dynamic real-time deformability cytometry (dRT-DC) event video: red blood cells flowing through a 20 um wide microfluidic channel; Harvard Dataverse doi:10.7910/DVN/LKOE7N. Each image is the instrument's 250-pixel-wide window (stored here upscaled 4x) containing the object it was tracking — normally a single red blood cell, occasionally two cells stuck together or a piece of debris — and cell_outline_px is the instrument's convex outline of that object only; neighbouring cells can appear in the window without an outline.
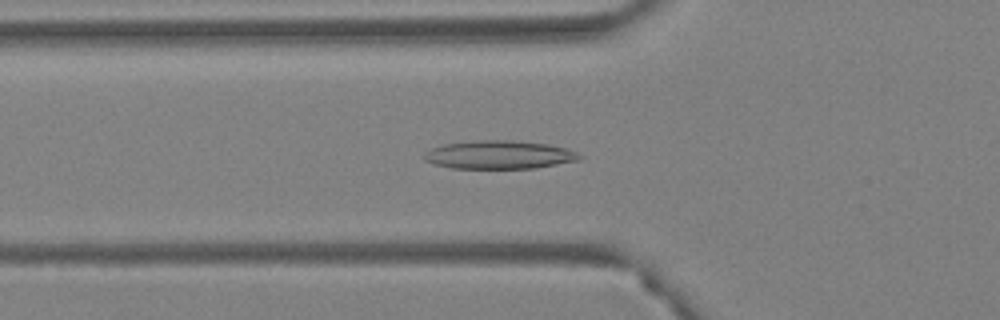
{"species": "Egyptian fruit bat (a non-hibernating species)", "species_latin": "Rousettus aegyptiacus", "temperature_condition": "warm", "stored_images_in_passage": 56, "camera_frame_rate_fps": 3000, "um_per_image_px": 0.085, "animal": {"sex": "female"}, "frame": {"image": 1, "passage_image": 19, "time_ms": 6.0, "image_size_px": [1000, 320], "cell_outline_px": [[580, 160], [536, 168], [452, 168], [436, 164], [424, 160], [424, 152], [432, 148], [444, 144], [480, 140], [508, 140], [548, 144], [564, 148], [576, 152], [580, 156]], "centroid_in_image_um": [42.42, 13.16], "position_along_channel_um": 83.4, "area_um2": 25.37}}
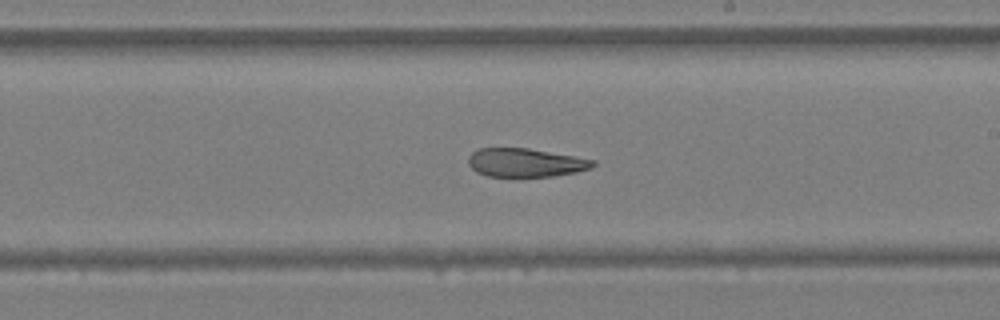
{"frame": {"image": 2, "passage_image": 32, "time_ms": 10.333, "image_size_px": [1000, 320], "cell_outline_px": [[596, 164], [592, 168], [576, 172], [552, 176], [488, 176], [476, 172], [468, 164], [468, 156], [472, 152], [480, 148], [528, 148], [596, 160]], "centroid_in_image_um": [44.67, 13.82], "position_along_channel_um": 244.3, "area_um2": 20.69}}
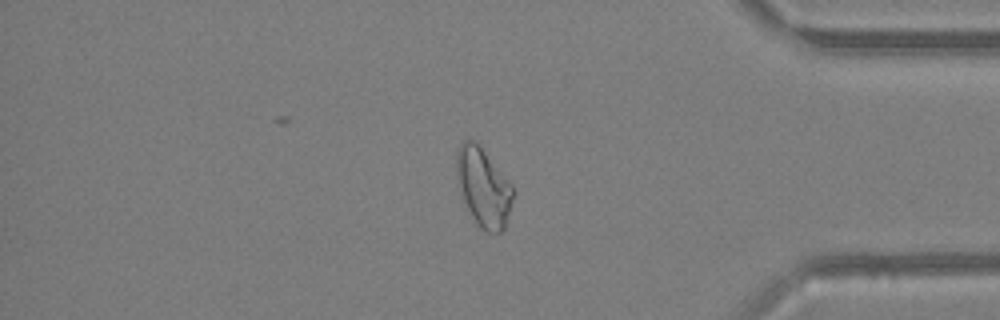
{"frame": {"image": 3, "passage_image": 46, "time_ms": 15.0, "image_size_px": [1000, 320], "cell_outline_px": [[516, 192], [504, 228], [500, 232], [484, 232], [476, 224], [464, 200], [456, 176], [456, 152], [460, 144], [464, 140], [476, 140], [480, 144], [512, 184]], "centroid_in_image_um": [41.11, 15.89], "position_along_channel_um": 394.1, "area_um2": 26.13}, "authors_computed_cell_mechanics": {"area_um2": 26.5302, "velocity_mm_per_s": 3.7065, "shape_relaxation_time_tau1_ms": null, "shape_relaxation_time_tau2_ms": 2.8403, "deformation_change_tau1": null, "deformation_change_tau2": 0.1013}}